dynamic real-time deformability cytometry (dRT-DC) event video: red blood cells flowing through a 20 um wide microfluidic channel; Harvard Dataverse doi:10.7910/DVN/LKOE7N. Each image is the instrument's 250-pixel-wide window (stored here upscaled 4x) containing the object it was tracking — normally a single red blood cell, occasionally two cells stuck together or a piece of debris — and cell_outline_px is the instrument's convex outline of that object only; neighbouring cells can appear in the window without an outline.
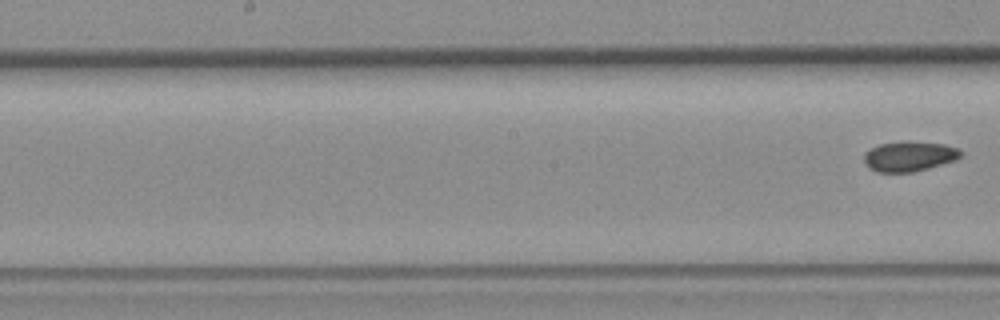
{"species": "common noctule bat (a hibernating species)", "species_latin": "Nyctalus noctula", "temperature_condition": "room temperature", "stored_images_in_passage": 9, "segment_of_instrument_passage": [2, 2], "camera_frame_rate_fps": 3000, "um_per_image_px": 0.085, "animal": {"sex": "female", "body_mass_g": 19.3, "forearm_length_mm": 54.1}, "frame": {"image": 1, "passage_image": 9, "time_ms": 10.667, "image_size_px": [1000, 320], "cell_outline_px": [[960, 156], [956, 160], [928, 168], [912, 172], [876, 172], [868, 168], [864, 164], [864, 156], [872, 148], [880, 144], [944, 144], [960, 148]], "centroid_in_image_um": [77.28, 13.35], "position_along_channel_um": 170.9, "area_um2": 16.07}}